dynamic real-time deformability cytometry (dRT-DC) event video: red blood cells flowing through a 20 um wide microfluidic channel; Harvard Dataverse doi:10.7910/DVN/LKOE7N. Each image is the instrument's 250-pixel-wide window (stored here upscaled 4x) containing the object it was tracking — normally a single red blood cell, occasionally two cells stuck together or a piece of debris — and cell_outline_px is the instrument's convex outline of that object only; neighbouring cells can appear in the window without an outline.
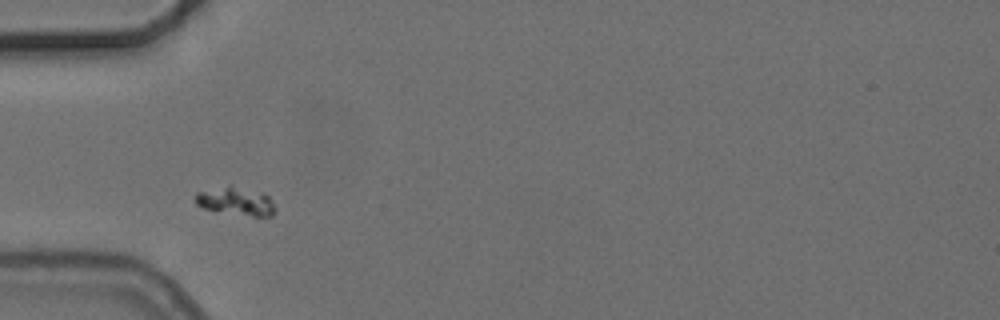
{"species": "common noctule bat (a hibernating species)", "species_latin": "Nyctalus noctula", "temperature_condition": "cold", "stored_images_in_passage": 2, "camera_frame_rate_fps": 3000, "um_per_image_px": 0.085, "animal": {"sex": "female", "body_mass_g": 24.6, "forearm_length_mm": 56.2}, "frame": {"image": 1, "passage_image": 1, "time_ms": 0.0, "image_size_px": [1000, 320], "cell_outline_px": [[276, 208], [272, 216], [252, 216], [204, 208], [196, 204], [196, 192], [228, 184], [232, 184], [264, 192], [268, 196]], "centroid_in_image_um": [20.08, 17.05], "position_along_channel_um": 64.9, "area_um2": 13.24}}
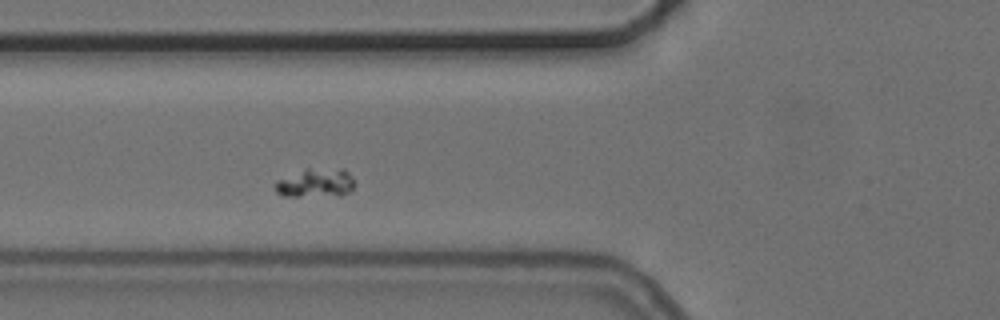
{"frame": {"image": 2, "passage_image": 2, "time_ms": 1.0, "image_size_px": [1000, 320], "cell_outline_px": [[356, 184], [348, 192], [340, 196], [284, 196], [276, 192], [272, 184], [276, 180], [304, 168], [344, 168], [348, 172]], "centroid_in_image_um": [26.8, 15.54], "position_along_channel_um": 99.0, "area_um2": 13.81}}